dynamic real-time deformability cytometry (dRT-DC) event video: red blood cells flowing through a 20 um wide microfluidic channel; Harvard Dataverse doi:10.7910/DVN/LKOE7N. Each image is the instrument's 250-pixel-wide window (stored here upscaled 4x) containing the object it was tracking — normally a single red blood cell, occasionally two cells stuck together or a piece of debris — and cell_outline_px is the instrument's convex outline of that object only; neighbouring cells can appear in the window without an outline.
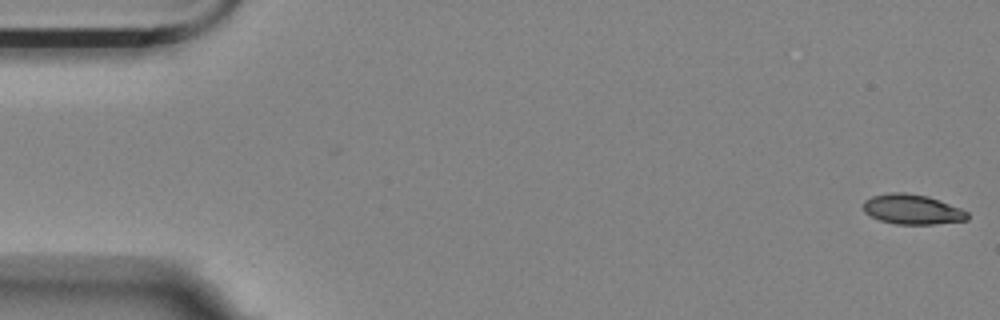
{"species": "Egyptian fruit bat (a non-hibernating species)", "species_latin": "Rousettus aegyptiacus", "temperature_condition": "room temperature", "stored_images_in_passage": 56, "camera_frame_rate_fps": 3000, "um_per_image_px": 0.085, "animal": {"sex": "female"}, "frame": {"image": 1, "passage_image": 1, "time_ms": 0.0, "image_size_px": [1000, 320], "cell_outline_px": [[968, 220], [932, 224], [896, 224], [880, 220], [864, 212], [864, 200], [872, 196], [892, 192], [904, 192], [928, 196], [940, 200], [960, 208], [968, 212]], "centroid_in_image_um": [77.55, 17.79], "position_along_channel_um": 7.5, "area_um2": 18.09}}
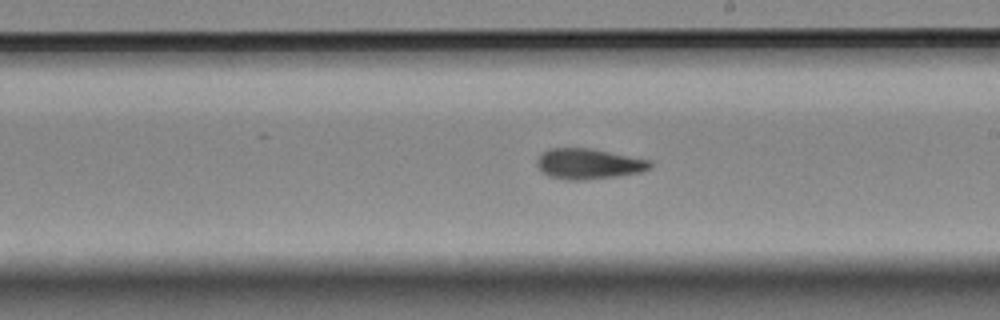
{"frame": {"image": 2, "passage_image": 32, "time_ms": 10.333, "image_size_px": [1000, 320], "cell_outline_px": [[652, 164], [648, 168], [640, 172], [616, 176], [584, 180], [568, 180], [548, 176], [536, 164], [536, 160], [548, 148], [592, 148], [652, 160]], "centroid_in_image_um": [50.04, 13.91], "position_along_channel_um": 239.0, "area_um2": 20.06}}
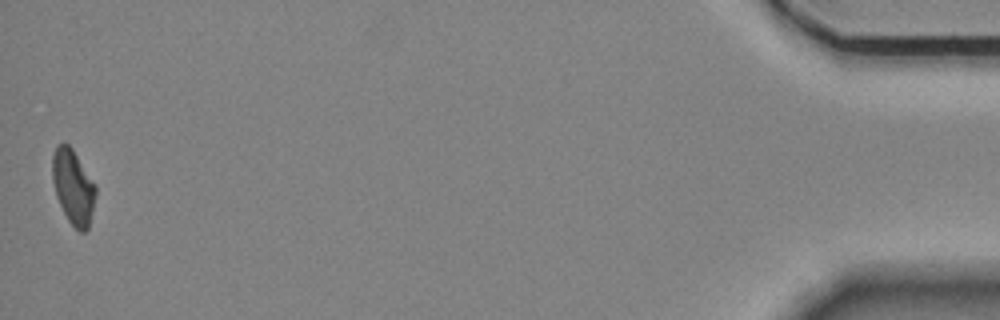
{"frame": {"image": 3, "passage_image": 56, "time_ms": 18.333, "image_size_px": [1000, 320], "cell_outline_px": [[96, 196], [88, 228], [84, 232], [80, 232], [68, 220], [56, 196], [52, 180], [52, 156], [56, 144], [68, 144], [72, 148], [96, 188]], "centroid_in_image_um": [6.19, 15.88], "position_along_channel_um": 429.0, "area_um2": 18.5}, "authors_computed_cell_mechanics": {"area_um2": 19.363, "velocity_mm_per_s": 3.5329, "shape_relaxation_time_tau1_ms": null, "shape_relaxation_time_tau2_ms": 8.1835, "deformation_change_tau1": null, "deformation_change_tau2": 0.1475}}